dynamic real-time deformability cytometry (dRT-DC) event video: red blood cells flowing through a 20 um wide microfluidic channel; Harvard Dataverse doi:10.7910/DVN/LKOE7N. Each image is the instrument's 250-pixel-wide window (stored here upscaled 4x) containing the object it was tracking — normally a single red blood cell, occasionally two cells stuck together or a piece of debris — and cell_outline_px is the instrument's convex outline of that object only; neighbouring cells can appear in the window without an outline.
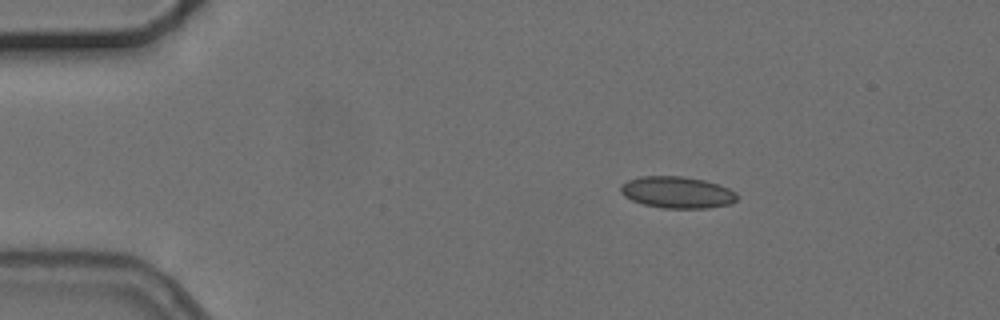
{"species": "common noctule bat (a hibernating species)", "species_latin": "Nyctalus noctula", "temperature_condition": "cold", "stored_images_in_passage": 4, "camera_frame_rate_fps": 3000, "um_per_image_px": 0.085, "animal": {"sex": "female", "body_mass_g": 24.6, "forearm_length_mm": 56.2}, "frame": {"image": 1, "passage_image": 1, "time_ms": 0.0, "image_size_px": [1000, 320], "cell_outline_px": [[736, 200], [732, 204], [708, 208], [664, 208], [644, 204], [632, 200], [624, 196], [620, 192], [620, 184], [628, 180], [640, 176], [680, 176], [704, 180], [728, 188], [736, 192]], "centroid_in_image_um": [57.54, 16.35], "position_along_channel_um": 27.5, "area_um2": 21.44}}
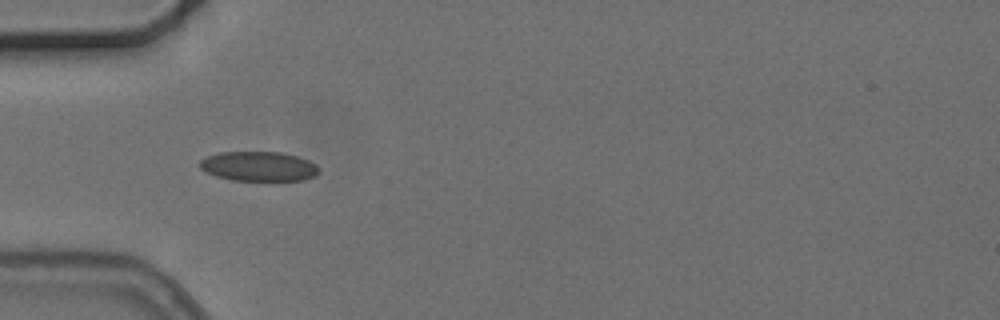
{"frame": {"image": 2, "passage_image": 3, "time_ms": 2.667, "image_size_px": [1000, 320], "cell_outline_px": [[320, 172], [316, 176], [304, 180], [232, 180], [216, 176], [200, 168], [200, 160], [208, 156], [220, 152], [280, 152], [296, 156], [308, 160], [316, 164], [320, 168]], "centroid_in_image_um": [22.03, 14.14], "position_along_channel_um": 63.0, "area_um2": 20.52}}
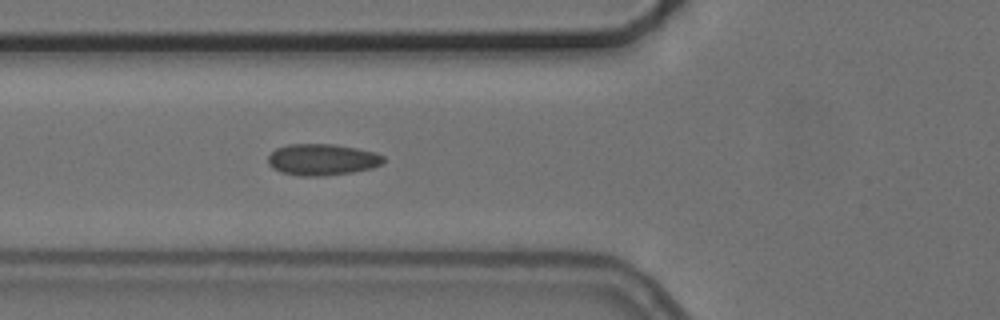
{"frame": {"image": 3, "passage_image": 4, "time_ms": 3.667, "image_size_px": [1000, 320], "cell_outline_px": [[384, 164], [372, 168], [352, 172], [324, 176], [300, 176], [280, 172], [272, 168], [268, 164], [268, 156], [276, 148], [288, 144], [332, 144], [356, 148], [376, 152], [384, 156]], "centroid_in_image_um": [27.39, 13.57], "position_along_channel_um": 98.4, "area_um2": 21.33}}